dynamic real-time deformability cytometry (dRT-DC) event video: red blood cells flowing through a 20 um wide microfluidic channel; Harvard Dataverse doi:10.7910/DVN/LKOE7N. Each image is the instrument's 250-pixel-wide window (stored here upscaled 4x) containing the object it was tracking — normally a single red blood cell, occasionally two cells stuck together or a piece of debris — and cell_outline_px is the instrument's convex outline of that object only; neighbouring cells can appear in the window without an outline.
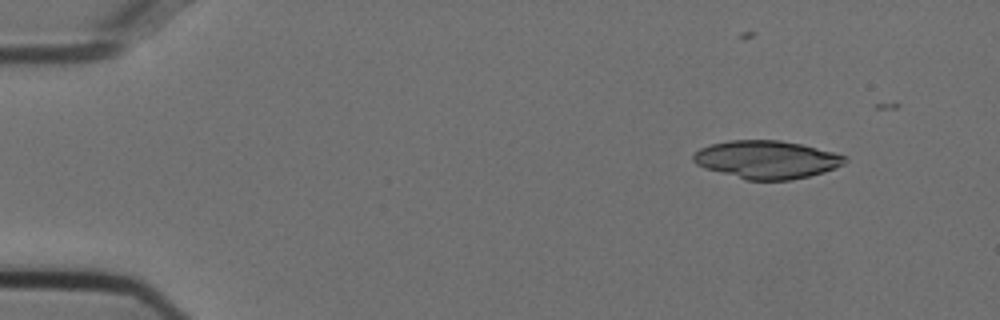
{"species": "Egyptian fruit bat (a non-hibernating species)", "species_latin": "Rousettus aegyptiacus", "temperature_condition": "cold", "stored_images_in_passage": 15, "camera_frame_rate_fps": 3000, "um_per_image_px": 0.085, "animal": {"sex": "female"}, "frame": {"image": 1, "passage_image": 1, "time_ms": 0.0, "image_size_px": [1000, 320], "cell_outline_px": [[848, 160], [844, 164], [836, 168], [824, 172], [792, 180], [744, 180], [704, 168], [696, 164], [692, 160], [692, 156], [700, 148], [712, 144], [728, 140], [780, 140], [800, 144], [848, 156]], "centroid_in_image_um": [65.16, 13.57], "position_along_channel_um": 19.8, "area_um2": 33.7}}